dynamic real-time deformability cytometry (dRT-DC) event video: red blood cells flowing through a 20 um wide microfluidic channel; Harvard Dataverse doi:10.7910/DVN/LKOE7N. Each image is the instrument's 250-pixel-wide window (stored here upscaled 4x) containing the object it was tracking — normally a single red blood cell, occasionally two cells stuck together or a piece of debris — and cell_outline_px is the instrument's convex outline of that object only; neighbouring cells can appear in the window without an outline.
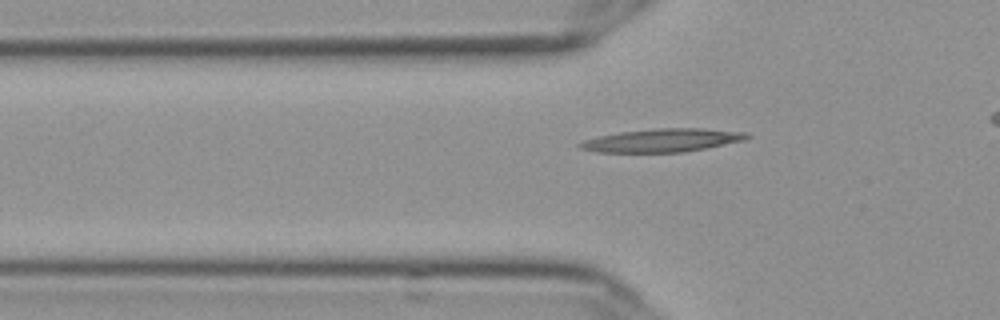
{"species": "Egyptian fruit bat (a non-hibernating species)", "species_latin": "Rousettus aegyptiacus", "temperature_condition": "cold", "stored_images_in_passage": 44, "camera_frame_rate_fps": 3000, "um_per_image_px": 0.085, "frame": {"image": 1, "passage_image": 13, "time_ms": 4.0, "image_size_px": [1000, 320], "cell_outline_px": [[752, 136], [744, 140], [684, 152], [596, 152], [580, 148], [576, 144], [584, 140], [600, 136], [620, 132], [656, 128], [704, 128], [748, 132]], "centroid_in_image_um": [56.31, 11.92], "position_along_channel_um": 69.5, "area_um2": 22.54}}
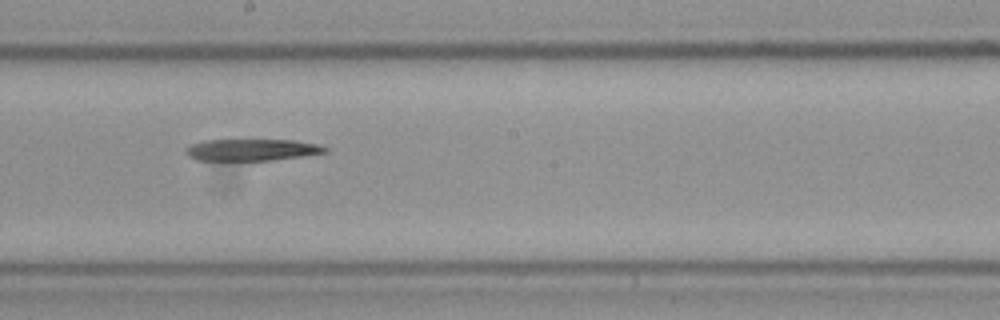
{"frame": {"image": 2, "passage_image": 26, "time_ms": 8.333, "image_size_px": [1000, 320], "cell_outline_px": [[328, 152], [304, 156], [268, 160], [196, 160], [188, 156], [184, 152], [184, 148], [192, 144], [204, 140], [296, 140], [316, 144], [328, 148]], "centroid_in_image_um": [21.38, 12.73], "position_along_channel_um": 226.8, "area_um2": 17.63}}
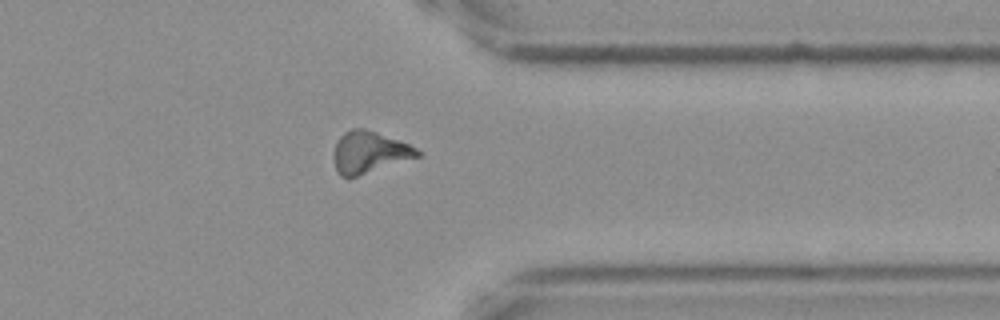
{"frame": {"image": 3, "passage_image": 39, "time_ms": 12.667, "image_size_px": [1000, 320], "cell_outline_px": [[420, 156], [348, 180], [340, 176], [336, 172], [332, 160], [332, 152], [336, 140], [344, 132], [352, 128], [364, 128], [376, 132], [408, 144], [416, 148], [420, 152]], "centroid_in_image_um": [31.3, 12.98], "position_along_channel_um": 380.1, "area_um2": 20.87}}